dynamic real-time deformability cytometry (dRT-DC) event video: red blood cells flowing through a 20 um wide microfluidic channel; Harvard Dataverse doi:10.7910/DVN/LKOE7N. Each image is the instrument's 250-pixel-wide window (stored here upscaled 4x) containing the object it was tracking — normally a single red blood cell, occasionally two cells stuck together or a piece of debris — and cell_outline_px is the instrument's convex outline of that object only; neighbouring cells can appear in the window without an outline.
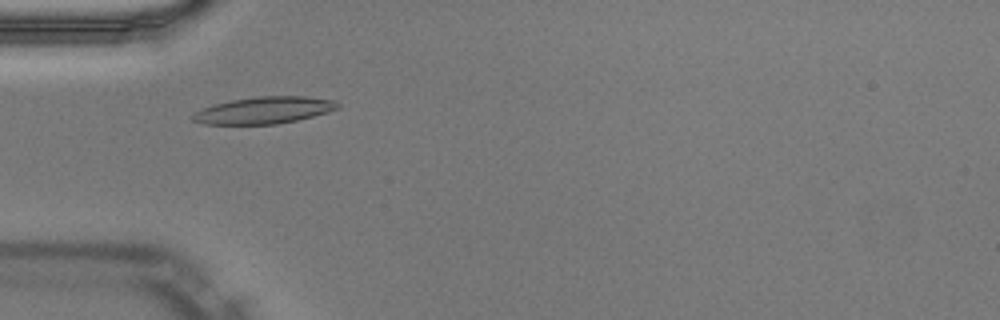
{"species": "Egyptian fruit bat (a non-hibernating species)", "species_latin": "Rousettus aegyptiacus", "temperature_condition": "warm", "stored_images_in_passage": 22, "camera_frame_rate_fps": 3000, "um_per_image_px": 0.085, "animal": {"sex": "male"}, "frame": {"image": 1, "passage_image": 1, "time_ms": 0.0, "image_size_px": [1000, 320], "cell_outline_px": [[340, 108], [328, 112], [296, 120], [276, 124], [204, 124], [192, 120], [188, 116], [204, 108], [216, 104], [232, 100], [260, 96], [304, 96], [332, 100], [340, 104]], "centroid_in_image_um": [22.44, 9.37], "position_along_channel_um": 62.6, "area_um2": 22.48}}